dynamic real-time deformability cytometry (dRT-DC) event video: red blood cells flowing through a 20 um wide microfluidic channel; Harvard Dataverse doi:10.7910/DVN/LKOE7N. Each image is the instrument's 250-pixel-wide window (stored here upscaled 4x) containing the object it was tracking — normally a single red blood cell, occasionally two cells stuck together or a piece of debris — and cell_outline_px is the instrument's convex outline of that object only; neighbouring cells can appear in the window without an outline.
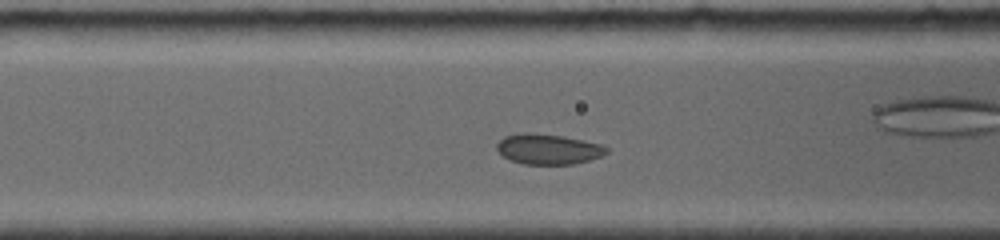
{"species": "common noctule bat (a hibernating species)", "species_latin": "Nyctalus noctula", "temperature_condition": "room temperature", "stored_images_in_passage": 39, "camera_frame_rate_fps": 4000, "um_per_image_px": 0.085, "animal": {"sex": "female", "body_mass_g": 19.0, "forearm_length_mm": 56.7}, "frame": {"image": 1, "passage_image": 16, "time_ms": 5.75, "image_size_px": [1000, 240], "cell_outline_px": [[608, 152], [600, 156], [588, 160], [572, 164], [524, 164], [512, 160], [504, 156], [496, 148], [496, 144], [504, 136], [520, 132], [532, 132], [564, 136], [600, 144], [608, 148]], "centroid_in_image_um": [46.57, 12.65], "position_along_channel_um": 120.0, "area_um2": 19.31}}
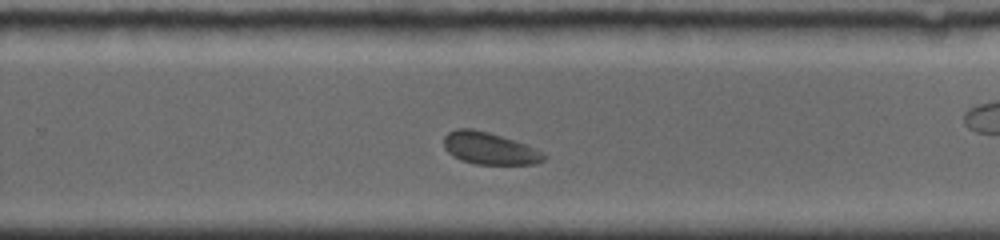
{"frame": {"image": 2, "passage_image": 28, "time_ms": 10.25, "image_size_px": [1000, 240], "cell_outline_px": [[548, 156], [544, 160], [536, 164], [476, 164], [460, 160], [452, 156], [444, 148], [444, 136], [448, 132], [456, 128], [472, 128], [488, 132], [536, 148], [544, 152]], "centroid_in_image_um": [41.6, 12.62], "position_along_channel_um": 288.2, "area_um2": 18.79}}
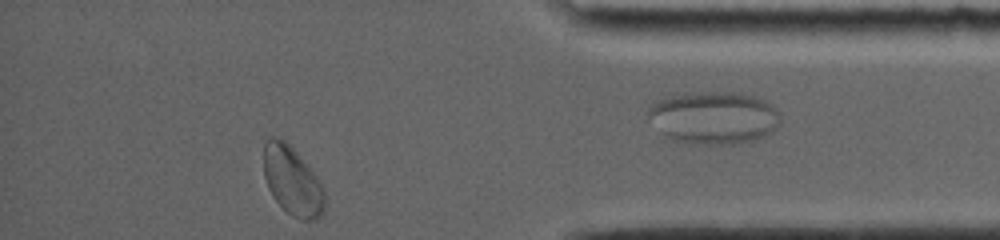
{"frame": {"image": 3, "passage_image": 38, "time_ms": 14.0, "image_size_px": [1000, 240], "cell_outline_px": [[324, 212], [320, 216], [312, 220], [300, 220], [292, 216], [272, 196], [268, 188], [264, 176], [264, 144], [268, 136], [276, 136], [284, 140], [296, 152], [316, 176], [324, 188]], "centroid_in_image_um": [24.83, 15.37], "position_along_channel_um": 410.4, "area_um2": 24.28}}